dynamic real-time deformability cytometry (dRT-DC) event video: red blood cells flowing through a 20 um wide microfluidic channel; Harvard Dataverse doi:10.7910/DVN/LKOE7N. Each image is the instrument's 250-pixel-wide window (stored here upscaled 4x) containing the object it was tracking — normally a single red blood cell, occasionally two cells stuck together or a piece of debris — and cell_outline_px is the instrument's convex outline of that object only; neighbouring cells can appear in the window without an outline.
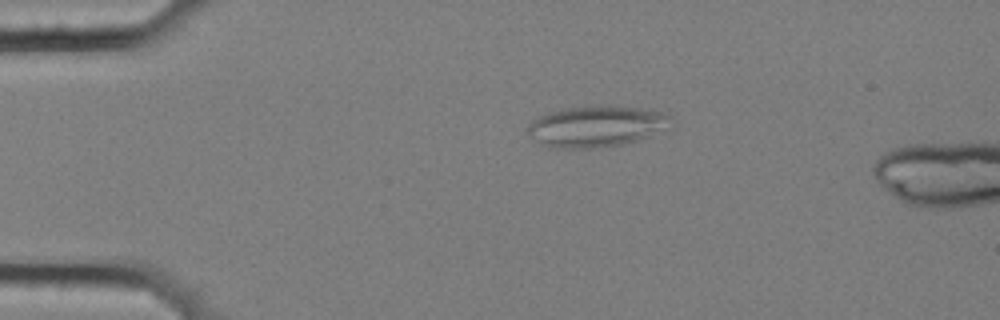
{"species": "common noctule bat (a hibernating species)", "species_latin": "Nyctalus noctula", "temperature_condition": "cold", "stored_images_in_passage": 6, "camera_frame_rate_fps": 3000, "um_per_image_px": 0.085, "animal": {"sex": "female", "body_mass_g": 25.1}, "frame": {"image": 1, "passage_image": 4, "time_ms": 1.0, "image_size_px": [1000, 320], "cell_outline_px": [[676, 120], [636, 140], [624, 144], [592, 148], [556, 148], [540, 144], [524, 132], [524, 128], [528, 124], [540, 116], [548, 112], [564, 108], [588, 104], [608, 104], [640, 108], [660, 112], [672, 116]], "centroid_in_image_um": [50.58, 10.7], "position_along_channel_um": 34.4, "area_um2": 34.51}}